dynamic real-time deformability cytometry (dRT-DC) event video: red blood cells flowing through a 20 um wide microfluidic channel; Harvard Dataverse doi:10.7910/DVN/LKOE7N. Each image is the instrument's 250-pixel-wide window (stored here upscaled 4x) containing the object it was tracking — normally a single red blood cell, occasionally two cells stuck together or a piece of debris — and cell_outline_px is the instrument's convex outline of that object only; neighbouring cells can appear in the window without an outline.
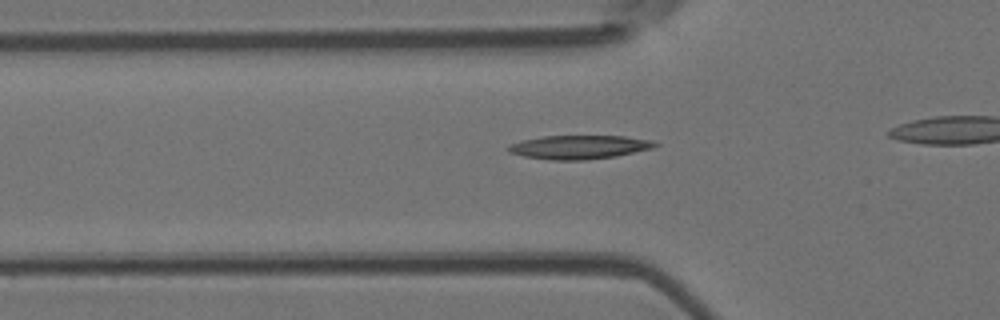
{"species": "Egyptian fruit bat (a non-hibernating species)", "species_latin": "Rousettus aegyptiacus", "temperature_condition": "room temperature", "stored_images_in_passage": 5, "camera_frame_rate_fps": 3000, "um_per_image_px": 0.085, "animal": {"sex": "female"}, "frame": {"image": 1, "passage_image": 5, "time_ms": 4.667, "image_size_px": [1000, 320], "cell_outline_px": [[660, 144], [652, 148], [616, 156], [584, 160], [552, 160], [524, 156], [508, 152], [508, 144], [524, 140], [544, 136], [624, 136], [652, 140]], "centroid_in_image_um": [49.24, 12.5], "position_along_channel_um": 76.6, "area_um2": 20.17}}